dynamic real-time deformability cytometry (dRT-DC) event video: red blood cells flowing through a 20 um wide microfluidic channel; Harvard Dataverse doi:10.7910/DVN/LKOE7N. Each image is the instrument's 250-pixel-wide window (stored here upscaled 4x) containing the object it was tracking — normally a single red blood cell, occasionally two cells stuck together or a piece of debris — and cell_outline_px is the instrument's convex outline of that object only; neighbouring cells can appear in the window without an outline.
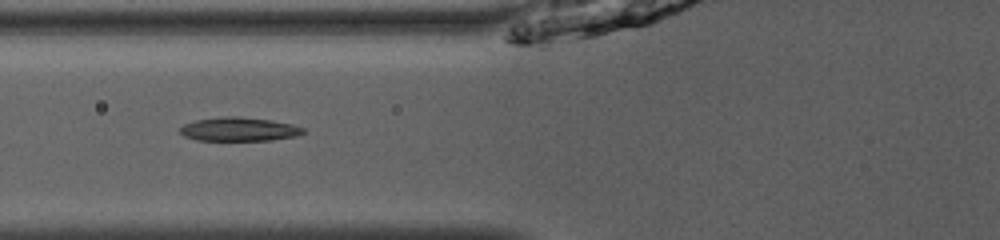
{"species": "common noctule bat (a hibernating species)", "species_latin": "Nyctalus noctula", "temperature_condition": "room temperature", "stored_images_in_passage": 36, "camera_frame_rate_fps": 3000, "um_per_image_px": 0.085, "animal": {"sex": "male", "body_mass_g": 13.0, "forearm_length_mm": 53.1}, "frame": {"image": 1, "passage_image": 6, "time_ms": 1.667, "image_size_px": [1000, 240], "cell_outline_px": [[304, 132], [296, 136], [272, 140], [196, 140], [184, 136], [180, 132], [180, 128], [184, 124], [196, 120], [224, 116], [236, 116], [272, 120], [292, 124], [304, 128]], "centroid_in_image_um": [20.32, 10.98], "position_along_channel_um": 105.5, "area_um2": 16.99}}
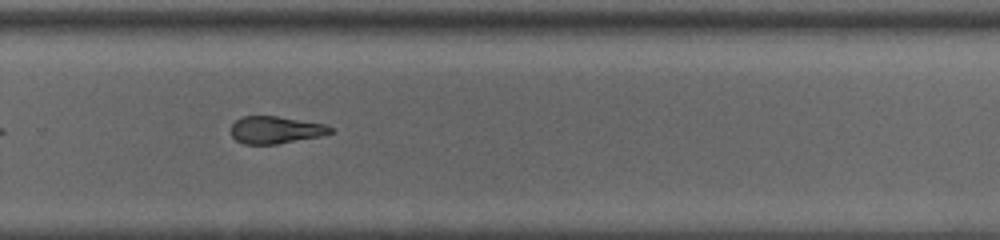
{"frame": {"image": 2, "passage_image": 21, "time_ms": 6.667, "image_size_px": [1000, 240], "cell_outline_px": [[332, 132], [320, 136], [276, 144], [244, 144], [236, 140], [232, 136], [232, 124], [240, 116], [276, 116], [324, 124], [332, 128]], "centroid_in_image_um": [23.39, 11.04], "position_along_channel_um": 306.4, "area_um2": 15.61}, "authors_computed_cell_mechanics": {"area_um2": 17.1088, "velocity_mm_per_s": 4.0029, "shape_relaxation_time_tau1_ms": 2.9404, "shape_relaxation_time_tau2_ms": 3.1286, "deformation_change_tau1": 0.1174, "deformation_change_tau2": 0.1135}}